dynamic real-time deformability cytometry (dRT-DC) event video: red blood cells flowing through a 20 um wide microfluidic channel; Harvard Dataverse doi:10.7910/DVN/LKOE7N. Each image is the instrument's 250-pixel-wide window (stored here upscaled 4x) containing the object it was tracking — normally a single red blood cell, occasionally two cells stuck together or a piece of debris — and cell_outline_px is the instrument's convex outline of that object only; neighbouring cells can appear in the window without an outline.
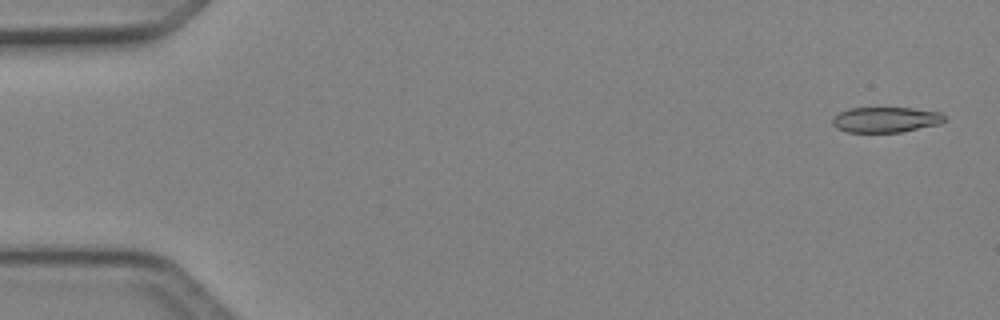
{"species": "Egyptian fruit bat (a non-hibernating species)", "species_latin": "Rousettus aegyptiacus", "temperature_condition": "cold", "stored_images_in_passage": 6, "camera_frame_rate_fps": 3000, "um_per_image_px": 0.085, "animal": {"sex": "female"}, "frame": {"image": 1, "passage_image": 1, "time_ms": 0.0, "image_size_px": [1000, 320], "cell_outline_px": [[944, 120], [940, 124], [900, 132], [848, 132], [836, 128], [832, 124], [832, 116], [848, 108], [912, 108], [940, 112], [944, 116]], "centroid_in_image_um": [75.25, 10.17], "position_along_channel_um": 9.8, "area_um2": 16.59}}
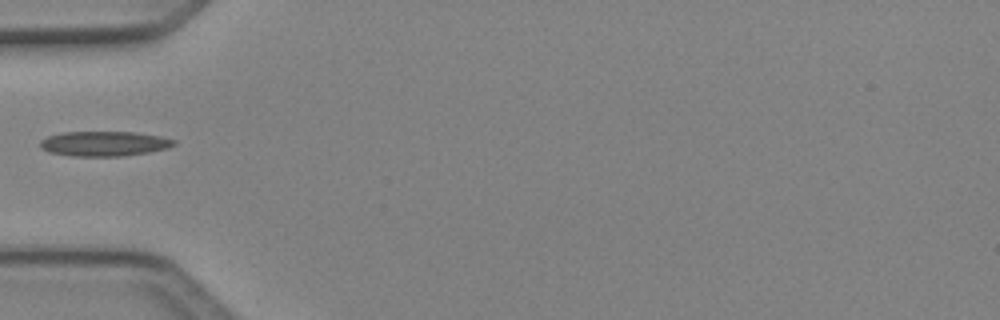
{"frame": {"image": 2, "passage_image": 5, "time_ms": 1.333, "image_size_px": [1000, 320], "cell_outline_px": [[176, 144], [168, 148], [148, 152], [124, 156], [72, 156], [48, 152], [40, 148], [40, 140], [48, 136], [64, 132], [136, 132], [160, 136], [176, 140]], "centroid_in_image_um": [8.85, 12.21], "position_along_channel_um": 76.1, "area_um2": 19.48}}
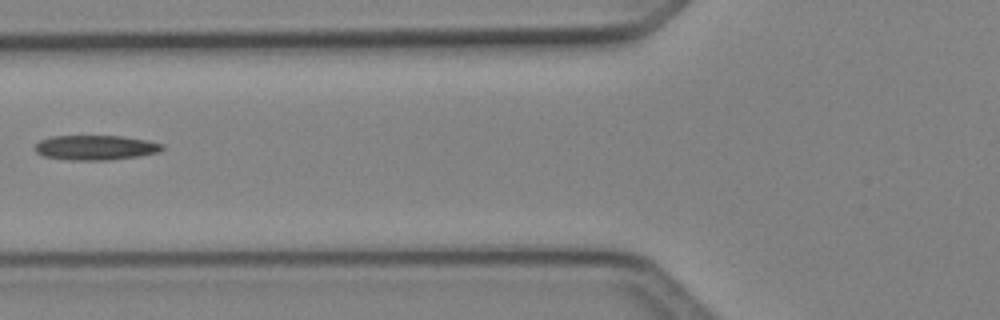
{"frame": {"image": 3, "passage_image": 6, "time_ms": 1.667, "image_size_px": [1000, 320], "cell_outline_px": [[164, 148], [160, 152], [140, 156], [108, 160], [72, 160], [44, 156], [36, 152], [36, 144], [40, 140], [52, 136], [124, 136], [148, 140], [164, 144]], "centroid_in_image_um": [8.18, 12.54], "position_along_channel_um": 117.6, "area_um2": 18.44}}